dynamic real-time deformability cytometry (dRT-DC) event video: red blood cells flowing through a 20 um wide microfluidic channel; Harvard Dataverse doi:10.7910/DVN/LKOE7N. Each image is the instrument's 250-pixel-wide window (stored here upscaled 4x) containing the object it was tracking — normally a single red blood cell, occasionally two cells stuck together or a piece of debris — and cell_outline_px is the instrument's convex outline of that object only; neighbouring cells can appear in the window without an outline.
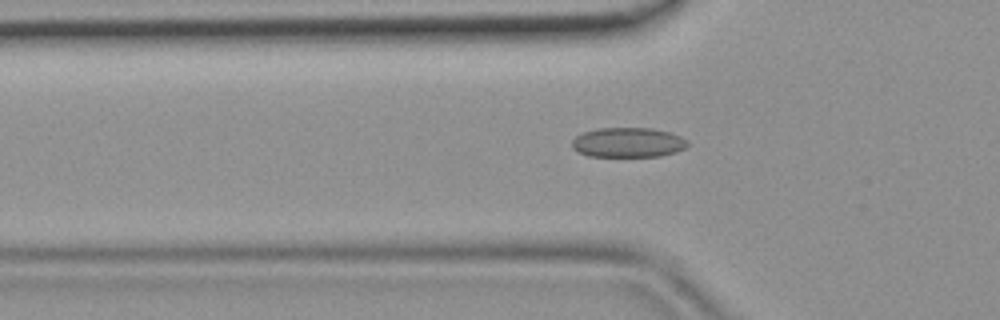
{"species": "common noctule bat (a hibernating species)", "species_latin": "Nyctalus noctula", "temperature_condition": "room temperature", "stored_images_in_passage": 45, "camera_frame_rate_fps": 3000, "um_per_image_px": 0.085, "animal": {"sex": "female", "body_mass_g": 19.9}, "frame": {"image": 1, "passage_image": 15, "time_ms": 4.667, "image_size_px": [1000, 320], "cell_outline_px": [[688, 144], [684, 148], [676, 152], [660, 156], [588, 156], [572, 148], [572, 140], [576, 136], [584, 132], [596, 128], [652, 128], [668, 132], [680, 136], [688, 140]], "centroid_in_image_um": [53.38, 12.1], "position_along_channel_um": 72.4, "area_um2": 20.0}}
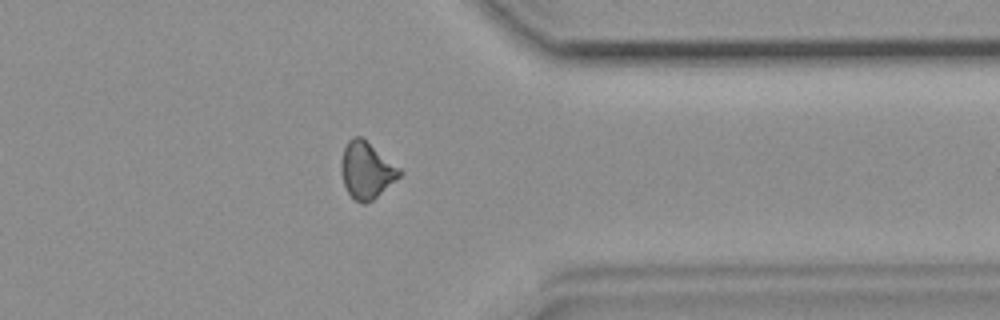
{"frame": {"image": 2, "passage_image": 36, "time_ms": 11.667, "image_size_px": [1000, 320], "cell_outline_px": [[404, 172], [400, 176], [372, 200], [364, 204], [360, 204], [348, 192], [344, 184], [340, 172], [340, 164], [344, 148], [348, 140], [352, 136], [360, 136], [400, 168]], "centroid_in_image_um": [31.13, 14.47], "position_along_channel_um": 380.3, "area_um2": 19.02}}
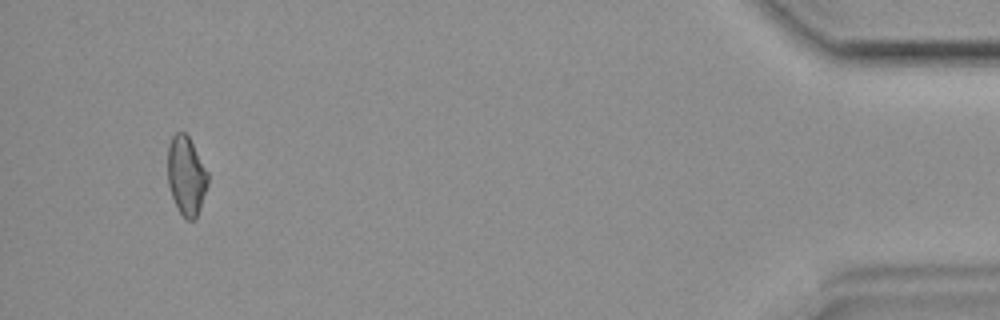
{"frame": {"image": 3, "passage_image": 43, "time_ms": 14.0, "image_size_px": [1000, 320], "cell_outline_px": [[208, 184], [200, 208], [196, 216], [192, 220], [188, 220], [180, 212], [172, 196], [168, 184], [168, 144], [172, 136], [176, 132], [184, 132], [188, 136], [208, 172]], "centroid_in_image_um": [15.83, 14.91], "position_along_channel_um": 419.4, "area_um2": 18.21}}